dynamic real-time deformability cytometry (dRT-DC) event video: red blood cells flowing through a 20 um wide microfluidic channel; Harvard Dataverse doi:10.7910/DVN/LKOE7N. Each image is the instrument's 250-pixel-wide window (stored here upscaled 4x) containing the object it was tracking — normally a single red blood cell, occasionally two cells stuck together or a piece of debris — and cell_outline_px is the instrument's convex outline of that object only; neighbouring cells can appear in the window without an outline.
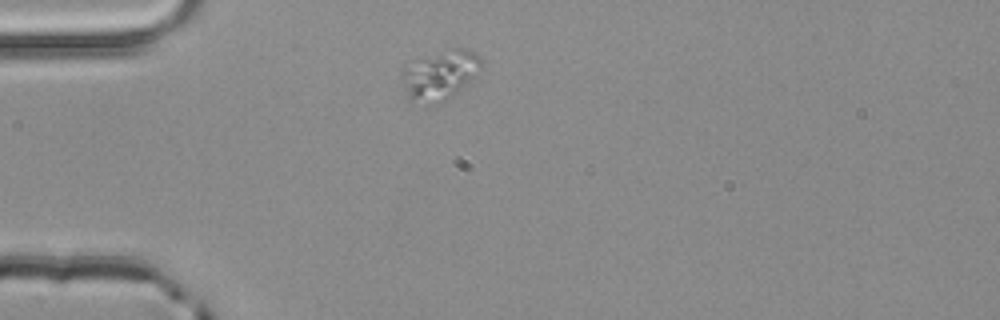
{"species": "common noctule bat (a hibernating species)", "species_latin": "Nyctalus noctula", "temperature_condition": "room temperature", "stored_images_in_passage": 1, "camera_frame_rate_fps": 3000, "um_per_image_px": 0.085, "animal": {"sex": "male", "body_mass_g": 20.4}, "frame": {"image": 1, "passage_image": 1, "time_ms": 0.0, "image_size_px": [1000, 320], "cell_outline_px": [[484, 64], [476, 76], [456, 92], [440, 104], [436, 104], [408, 100], [400, 76], [400, 72], [404, 64], [416, 56], [444, 48], [464, 48], [480, 56]], "centroid_in_image_um": [37.33, 6.3], "position_along_channel_um": 47.7, "area_um2": 23.87}}